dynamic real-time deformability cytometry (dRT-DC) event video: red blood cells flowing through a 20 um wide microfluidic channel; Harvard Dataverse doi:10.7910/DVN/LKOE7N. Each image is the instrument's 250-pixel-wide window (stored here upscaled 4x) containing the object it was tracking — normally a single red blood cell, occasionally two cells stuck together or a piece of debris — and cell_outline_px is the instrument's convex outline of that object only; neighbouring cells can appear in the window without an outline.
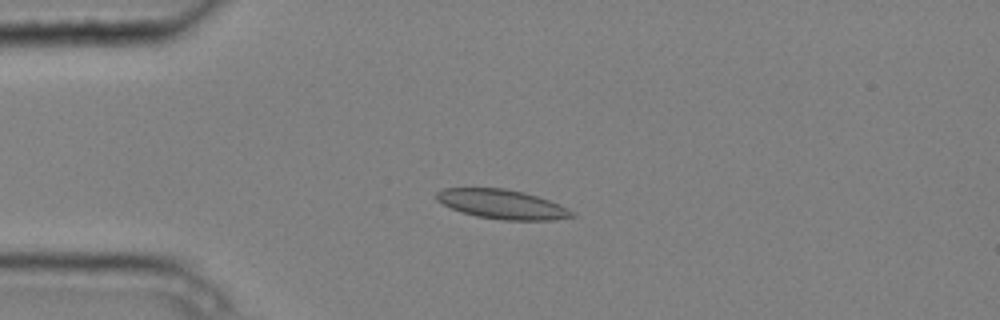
{"species": "common noctule bat (a hibernating species)", "species_latin": "Nyctalus noctula", "temperature_condition": "cold", "stored_images_in_passage": 5, "camera_frame_rate_fps": 3000, "um_per_image_px": 0.085, "animal": {"sex": "male", "body_mass_g": 20.4}, "frame": {"image": 1, "passage_image": 4, "time_ms": 1.0, "image_size_px": [1000, 320], "cell_outline_px": [[576, 216], [556, 220], [504, 220], [476, 216], [460, 212], [436, 200], [436, 192], [444, 188], [504, 188], [524, 192], [560, 204], [568, 208]], "centroid_in_image_um": [42.68, 17.36], "position_along_channel_um": 42.3, "area_um2": 23.12}}